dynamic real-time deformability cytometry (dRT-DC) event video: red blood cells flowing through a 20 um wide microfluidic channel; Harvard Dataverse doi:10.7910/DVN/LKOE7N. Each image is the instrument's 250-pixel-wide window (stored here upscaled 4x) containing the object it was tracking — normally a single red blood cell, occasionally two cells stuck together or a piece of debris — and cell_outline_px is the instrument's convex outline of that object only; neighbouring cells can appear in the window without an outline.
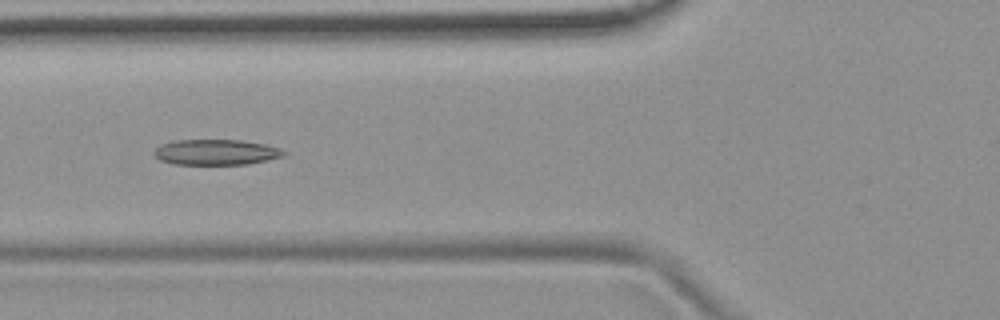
{"species": "common noctule bat (a hibernating species)", "species_latin": "Nyctalus noctula", "temperature_condition": "room temperature", "stored_images_in_passage": 9, "camera_frame_rate_fps": 3000, "um_per_image_px": 0.085, "animal": {"sex": "female", "body_mass_g": 19.9}, "frame": {"image": 1, "passage_image": 4, "time_ms": 3.667, "image_size_px": [1000, 320], "cell_outline_px": [[284, 156], [268, 160], [248, 164], [172, 164], [160, 160], [152, 152], [160, 144], [176, 140], [240, 140], [264, 144], [280, 148], [284, 152]], "centroid_in_image_um": [18.34, 12.93], "position_along_channel_um": 107.5, "area_um2": 19.25}}
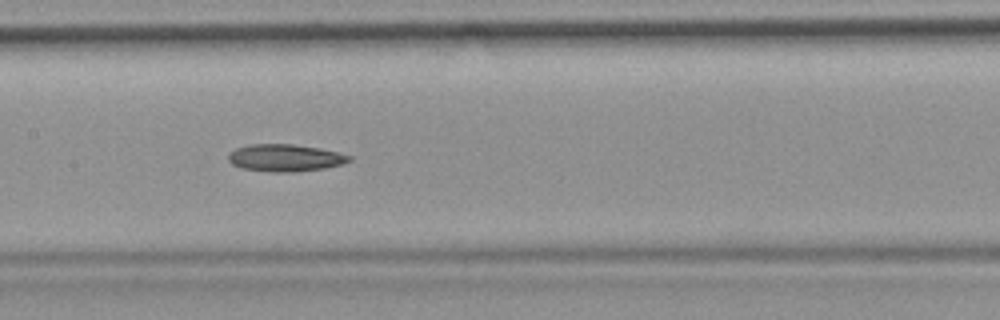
{"frame": {"image": 2, "passage_image": 6, "time_ms": 5.667, "image_size_px": [1000, 320], "cell_outline_px": [[352, 160], [340, 164], [324, 168], [292, 172], [272, 172], [240, 168], [232, 164], [228, 160], [228, 156], [236, 148], [248, 144], [292, 144], [320, 148], [352, 156]], "centroid_in_image_um": [24.22, 13.41], "position_along_channel_um": 183.2, "area_um2": 19.07}}